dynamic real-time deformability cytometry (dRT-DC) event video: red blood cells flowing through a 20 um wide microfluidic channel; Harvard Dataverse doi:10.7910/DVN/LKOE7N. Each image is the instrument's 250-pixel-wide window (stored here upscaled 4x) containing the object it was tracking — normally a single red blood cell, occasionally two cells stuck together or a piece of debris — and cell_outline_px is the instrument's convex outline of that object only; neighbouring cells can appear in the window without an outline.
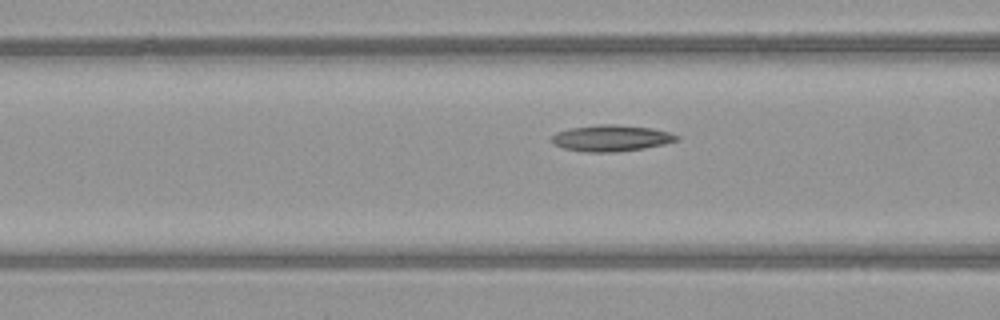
{"species": "common noctule bat (a hibernating species)", "species_latin": "Nyctalus noctula", "temperature_condition": "warm", "stored_images_in_passage": 8, "camera_frame_rate_fps": 3000, "um_per_image_px": 0.085, "animal": {"sex": "female", "body_mass_g": 21.9}, "frame": {"image": 1, "passage_image": 6, "time_ms": 1.667, "image_size_px": [1000, 320], "cell_outline_px": [[680, 140], [664, 144], [644, 148], [616, 152], [584, 152], [564, 148], [548, 140], [556, 132], [568, 128], [600, 124], [612, 124], [652, 128], [668, 132], [680, 136]], "centroid_in_image_um": [51.94, 11.74], "position_along_channel_um": 114.7, "area_um2": 19.25}}